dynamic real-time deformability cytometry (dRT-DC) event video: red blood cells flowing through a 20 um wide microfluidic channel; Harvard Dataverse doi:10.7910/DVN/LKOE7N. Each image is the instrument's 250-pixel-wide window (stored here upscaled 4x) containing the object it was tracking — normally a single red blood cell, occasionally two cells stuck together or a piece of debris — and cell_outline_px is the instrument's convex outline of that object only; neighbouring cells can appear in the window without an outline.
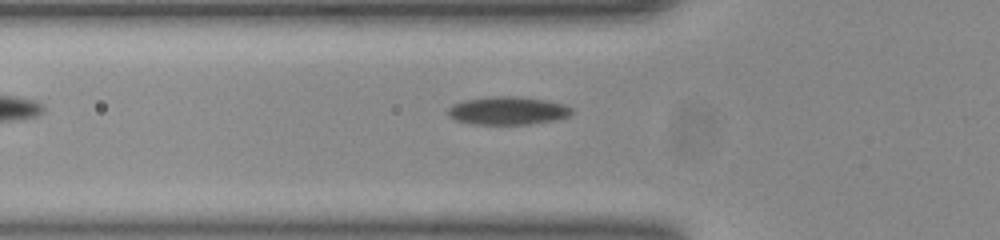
{"species": "common noctule bat (a hibernating species)", "species_latin": "Nyctalus noctula", "temperature_condition": "room temperature", "stored_images_in_passage": 32, "camera_frame_rate_fps": 3000, "um_per_image_px": 0.085, "animal": {"sex": "female", "body_mass_g": 23.0, "forearm_length_mm": 53.4}, "frame": {"image": 1, "passage_image": 2, "time_ms": 0.333, "image_size_px": [1000, 240], "cell_outline_px": [[572, 112], [568, 116], [556, 120], [528, 124], [472, 124], [456, 120], [448, 116], [448, 108], [452, 104], [464, 100], [492, 96], [516, 96], [544, 100], [564, 104], [572, 108]], "centroid_in_image_um": [43.13, 9.4], "position_along_channel_um": 82.7, "area_um2": 20.23}}
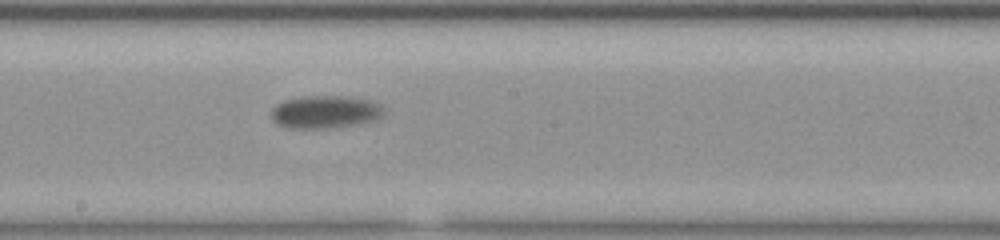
{"frame": {"image": 2, "passage_image": 13, "time_ms": 4.0, "image_size_px": [1000, 240], "cell_outline_px": [[384, 116], [376, 120], [360, 124], [328, 128], [288, 128], [276, 124], [272, 120], [272, 108], [276, 104], [284, 100], [308, 96], [348, 96], [368, 100], [380, 104], [384, 108]], "centroid_in_image_um": [27.66, 9.52], "position_along_channel_um": 220.5, "area_um2": 21.73}}
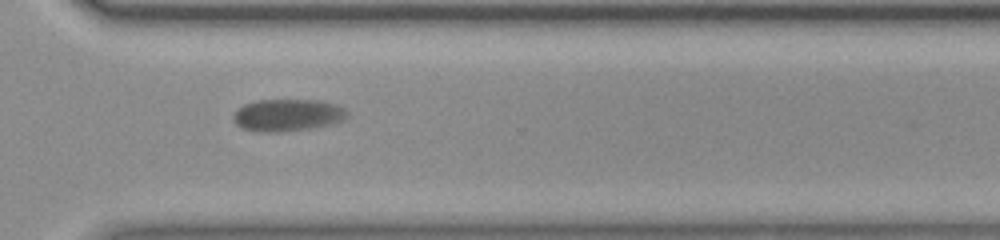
{"frame": {"image": 3, "passage_image": 23, "time_ms": 7.333, "image_size_px": [1000, 240], "cell_outline_px": [[348, 116], [344, 120], [332, 124], [312, 128], [280, 132], [256, 132], [244, 128], [236, 124], [232, 120], [232, 116], [244, 104], [256, 100], [324, 100], [336, 104], [344, 108], [348, 112]], "centroid_in_image_um": [24.47, 9.78], "position_along_channel_um": 346.1, "area_um2": 21.56}, "authors_computed_cell_mechanics": {"area_um2": 21.4438, "velocity_mm_per_s": 3.7641, "shape_relaxation_time_tau1_ms": 3.2808, "shape_relaxation_time_tau2_ms": null, "deformation_change_tau1": 0.0933, "deformation_change_tau2": null}}